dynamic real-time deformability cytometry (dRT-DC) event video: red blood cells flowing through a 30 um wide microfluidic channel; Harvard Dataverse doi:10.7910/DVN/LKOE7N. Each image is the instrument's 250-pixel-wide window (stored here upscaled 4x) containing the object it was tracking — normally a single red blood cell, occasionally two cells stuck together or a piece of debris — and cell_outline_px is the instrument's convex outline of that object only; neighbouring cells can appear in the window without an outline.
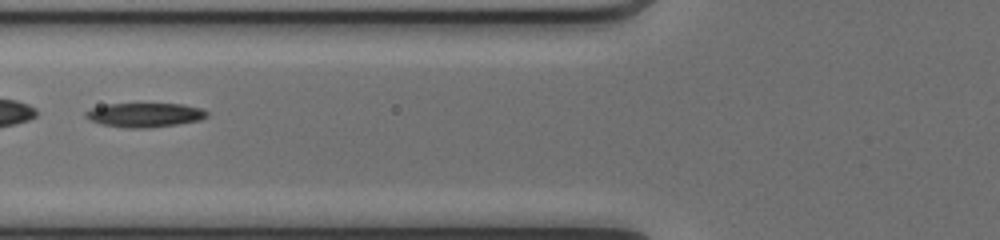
{"species": "common noctule bat (a hibernating species)", "species_latin": "Nyctalus noctula", "temperature_condition": "cold", "stored_images_in_passage": 50, "segment_of_instrument_passage": [2, 2], "camera_frame_rate_fps": 3000, "um_per_image_px": 0.085, "animal": {"sex": "female", "body_mass_g": 17.0, "forearm_length_mm": 48.0}, "frame": {"image": 1, "passage_image": 21, "time_ms": 6.667, "image_size_px": [1000, 240], "cell_outline_px": [[208, 116], [200, 120], [176, 124], [144, 128], [128, 128], [100, 124], [84, 116], [84, 112], [92, 108], [108, 104], [180, 104], [200, 108], [208, 112]], "centroid_in_image_um": [12.29, 9.77], "position_along_channel_um": 113.5, "area_um2": 16.88}}